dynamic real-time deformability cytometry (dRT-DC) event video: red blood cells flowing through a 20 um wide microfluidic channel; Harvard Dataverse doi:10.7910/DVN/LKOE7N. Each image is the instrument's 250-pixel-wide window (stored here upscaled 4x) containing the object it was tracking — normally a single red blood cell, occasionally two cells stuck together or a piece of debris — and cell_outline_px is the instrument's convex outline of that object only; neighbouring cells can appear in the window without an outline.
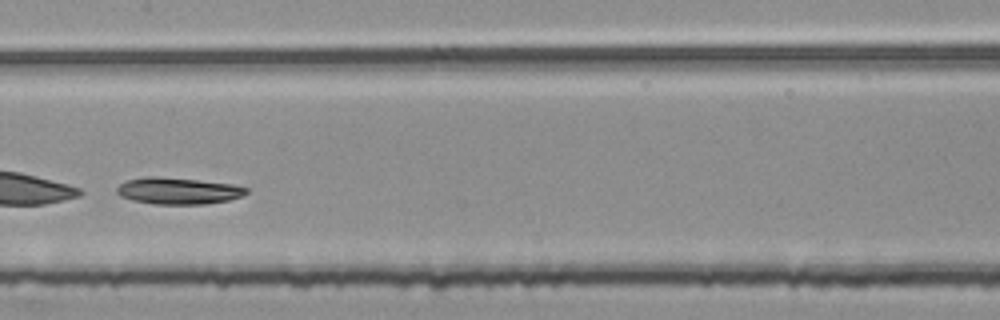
{"species": "common noctule bat (a hibernating species)", "species_latin": "Nyctalus noctula", "temperature_condition": "room temperature", "stored_images_in_passage": 35, "camera_frame_rate_fps": 3000, "um_per_image_px": 0.085, "animal": {"sex": "female", "body_mass_g": 25.1}, "frame": {"image": 1, "passage_image": 16, "time_ms": 5.0, "image_size_px": [1000, 320], "cell_outline_px": [[248, 192], [240, 196], [228, 200], [204, 204], [156, 204], [132, 200], [120, 196], [116, 192], [116, 188], [120, 184], [128, 180], [148, 176], [156, 176], [196, 180], [232, 184], [248, 188]], "centroid_in_image_um": [15.12, 16.22], "position_along_channel_um": 192.3, "area_um2": 19.88}, "authors_computed_cell_mechanics": {"area_um2": 19.9988, "velocity_mm_per_s": 3.7182, "shape_relaxation_time_tau1_ms": 1.5967, "shape_relaxation_time_tau2_ms": null, "deformation_change_tau1": 0.2032, "deformation_change_tau2": null}}